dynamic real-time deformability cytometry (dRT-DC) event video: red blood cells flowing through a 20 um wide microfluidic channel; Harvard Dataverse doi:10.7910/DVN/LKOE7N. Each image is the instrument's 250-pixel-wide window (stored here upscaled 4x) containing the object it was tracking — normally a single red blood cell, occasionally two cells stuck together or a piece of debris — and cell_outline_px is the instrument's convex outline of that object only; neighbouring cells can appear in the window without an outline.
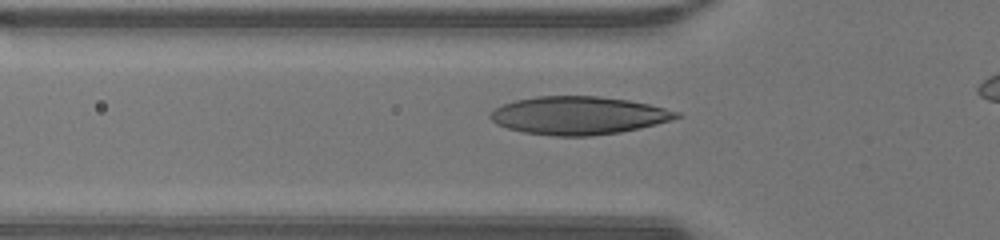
{"species": "human", "species_latin": "Homo sapiens", "temperature_condition": "warm", "stored_images_in_passage": 29, "camera_frame_rate_fps": 3000, "um_per_image_px": 0.085, "donor": {"sex": "male"}, "frame": {"image": 1, "passage_image": 4, "time_ms": 1.0, "image_size_px": [1000, 240], "cell_outline_px": [[684, 116], [672, 120], [640, 128], [620, 132], [592, 136], [556, 136], [524, 132], [508, 128], [496, 124], [488, 116], [496, 108], [504, 104], [516, 100], [536, 96], [596, 96], [628, 100], [648, 104], [680, 112]], "centroid_in_image_um": [49.2, 9.82], "position_along_channel_um": 76.6, "area_um2": 41.15}}
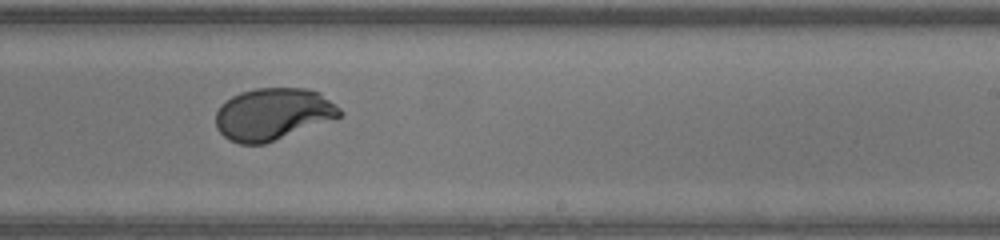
{"frame": {"image": 2, "passage_image": 17, "time_ms": 5.333, "image_size_px": [1000, 240], "cell_outline_px": [[344, 112], [340, 116], [264, 144], [240, 144], [228, 140], [216, 128], [216, 112], [220, 104], [232, 96], [240, 92], [256, 88], [304, 88], [320, 92], [336, 104]], "centroid_in_image_um": [23.17, 9.68], "position_along_channel_um": 265.8, "area_um2": 37.45}}
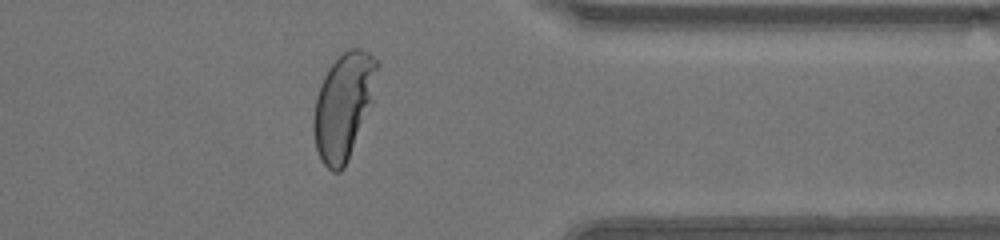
{"frame": {"image": 3, "passage_image": 26, "time_ms": 8.333, "image_size_px": [1000, 240], "cell_outline_px": [[380, 64], [372, 104], [348, 160], [344, 168], [340, 172], [332, 172], [320, 160], [316, 148], [312, 132], [312, 120], [316, 96], [320, 84], [328, 68], [348, 48], [360, 48], [368, 52], [380, 60]], "centroid_in_image_um": [29.21, 9.0], "position_along_channel_um": 382.2, "area_um2": 39.82}, "authors_computed_cell_mechanics": {"area_um2": 38.8416, "velocity_mm_per_s": 4.3361, "shape_relaxation_time_tau1_ms": 3.2671, "shape_relaxation_time_tau2_ms": null, "deformation_change_tau1": 0.235, "deformation_change_tau2": null}}